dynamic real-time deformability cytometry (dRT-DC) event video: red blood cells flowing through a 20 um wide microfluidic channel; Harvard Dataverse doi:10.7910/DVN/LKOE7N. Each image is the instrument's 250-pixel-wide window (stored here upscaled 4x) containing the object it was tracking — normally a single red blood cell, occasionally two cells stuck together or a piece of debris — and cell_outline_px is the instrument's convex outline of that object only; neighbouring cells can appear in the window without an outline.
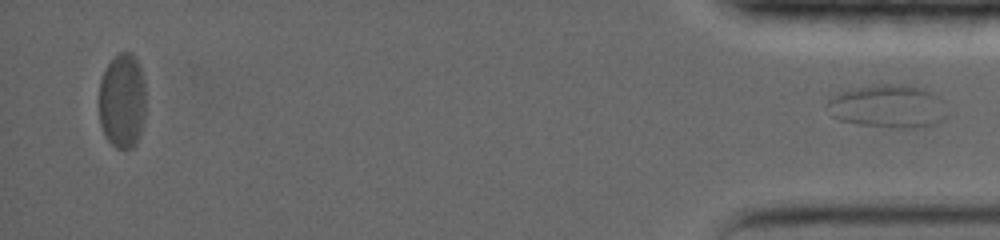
{"species": "common noctule bat (a hibernating species)", "species_latin": "Nyctalus noctula", "temperature_condition": "warm", "stored_images_in_passage": 62, "segment_of_instrument_passage": [2, 2], "camera_frame_rate_fps": 5000, "um_per_image_px": 0.085, "animal": {"sex": "female", "body_mass_g": 19.0, "forearm_length_mm": 56.7}, "frame": {"image": 1, "passage_image": 62, "time_ms": 17.6, "image_size_px": [1000, 240], "cell_outline_px": [[948, 116], [936, 124], [912, 128], [900, 128], [860, 124], [840, 120], [832, 116], [828, 104], [828, 100], [844, 92], [856, 88], [876, 84], [900, 84], [924, 88], [932, 92], [948, 112]], "centroid_in_image_um": [75.53, 9.05], "position_along_channel_um": 359.7, "area_um2": 29.59}}